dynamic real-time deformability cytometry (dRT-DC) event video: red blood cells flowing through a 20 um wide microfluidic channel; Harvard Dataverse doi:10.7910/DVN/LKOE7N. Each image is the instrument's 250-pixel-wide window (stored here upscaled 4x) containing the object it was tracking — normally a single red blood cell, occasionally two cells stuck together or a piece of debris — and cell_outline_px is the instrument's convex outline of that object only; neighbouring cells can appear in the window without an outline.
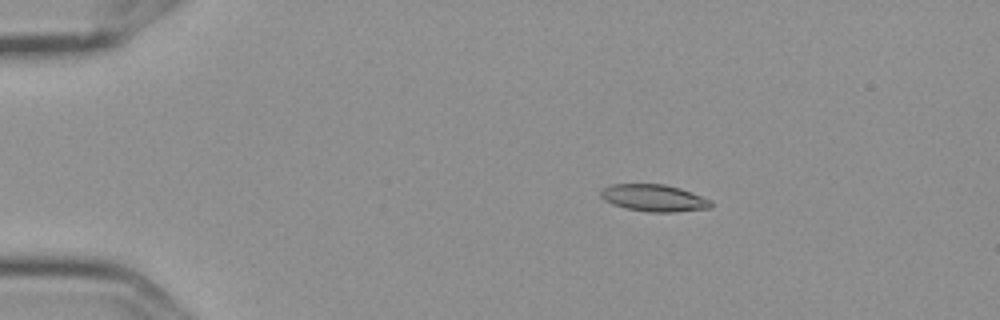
{"species": "Egyptian fruit bat (a non-hibernating species)", "species_latin": "Rousettus aegyptiacus", "temperature_condition": "cold", "stored_images_in_passage": 3, "camera_frame_rate_fps": 3000, "um_per_image_px": 0.085, "frame": {"image": 1, "passage_image": 1, "time_ms": 0.0, "image_size_px": [1000, 320], "cell_outline_px": [[712, 208], [672, 212], [648, 212], [624, 208], [612, 204], [604, 200], [600, 196], [600, 192], [604, 188], [612, 184], [664, 184], [680, 188], [692, 192], [712, 200]], "centroid_in_image_um": [55.6, 16.83], "position_along_channel_um": 29.4, "area_um2": 17.46}}